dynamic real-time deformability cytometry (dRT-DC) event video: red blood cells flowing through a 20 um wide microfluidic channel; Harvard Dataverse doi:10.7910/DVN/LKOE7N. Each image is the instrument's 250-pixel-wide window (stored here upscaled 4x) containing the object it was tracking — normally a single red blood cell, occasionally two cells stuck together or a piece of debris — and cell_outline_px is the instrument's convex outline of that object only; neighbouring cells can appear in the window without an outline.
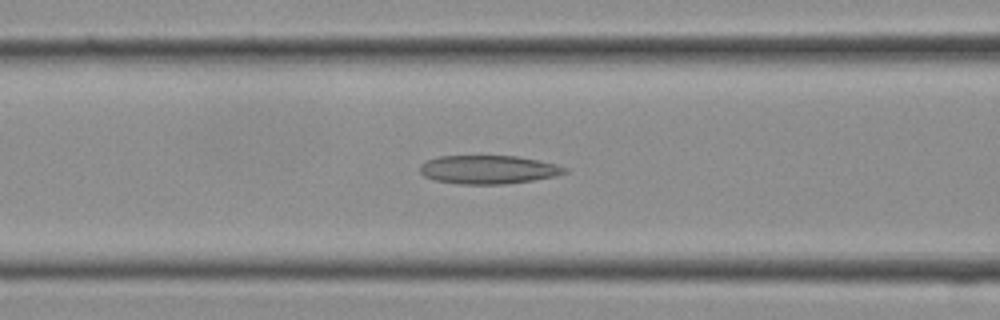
{"species": "Egyptian fruit bat (a non-hibernating species)", "species_latin": "Rousettus aegyptiacus", "temperature_condition": "cold", "stored_images_in_passage": 15, "camera_frame_rate_fps": 3000, "um_per_image_px": 0.085, "frame": {"image": 1, "passage_image": 11, "time_ms": 3.333, "image_size_px": [1000, 320], "cell_outline_px": [[568, 172], [556, 176], [532, 180], [504, 184], [460, 184], [436, 180], [424, 176], [420, 172], [420, 164], [428, 160], [440, 156], [516, 156], [556, 164], [568, 168]], "centroid_in_image_um": [41.52, 14.41], "position_along_channel_um": 125.1, "area_um2": 23.93}}
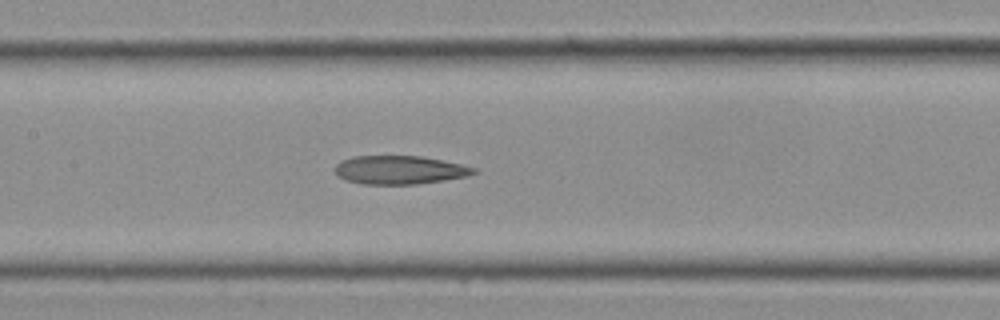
{"frame": {"image": 2, "passage_image": 13, "time_ms": 4.0, "image_size_px": [1000, 320], "cell_outline_px": [[480, 172], [468, 176], [444, 180], [416, 184], [364, 184], [344, 180], [336, 176], [336, 164], [340, 160], [352, 156], [420, 156], [444, 160], [476, 168]], "centroid_in_image_um": [33.97, 14.44], "position_along_channel_um": 173.4, "area_um2": 23.24}}
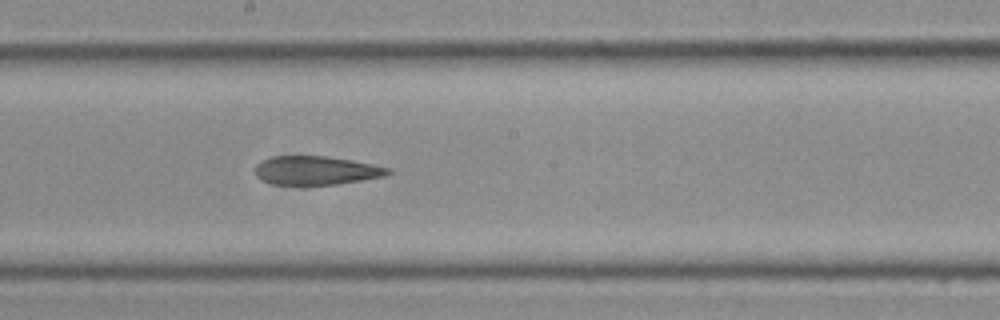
{"frame": {"image": 3, "passage_image": 15, "time_ms": 4.667, "image_size_px": [1000, 320], "cell_outline_px": [[392, 172], [384, 176], [336, 184], [272, 184], [260, 180], [256, 176], [252, 168], [260, 160], [272, 156], [324, 156], [372, 164], [392, 168]], "centroid_in_image_um": [26.79, 14.48], "position_along_channel_um": 221.4, "area_um2": 22.2}}